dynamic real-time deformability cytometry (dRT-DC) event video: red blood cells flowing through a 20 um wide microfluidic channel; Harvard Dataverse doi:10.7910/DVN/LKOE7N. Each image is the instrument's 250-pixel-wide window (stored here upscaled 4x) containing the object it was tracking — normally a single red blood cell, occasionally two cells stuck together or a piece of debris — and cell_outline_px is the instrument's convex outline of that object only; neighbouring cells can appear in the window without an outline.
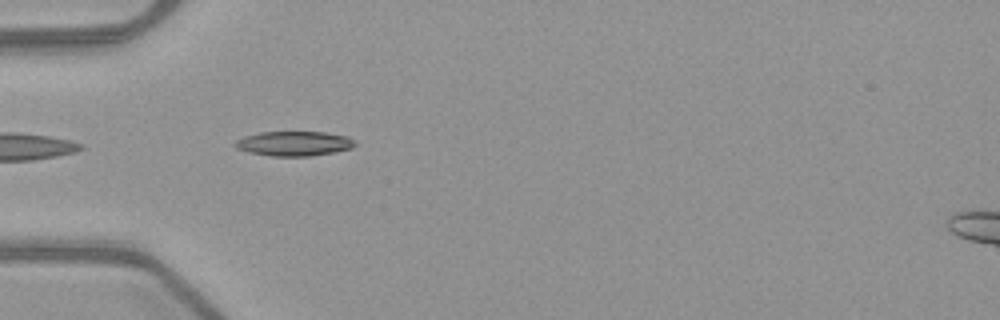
{"species": "common noctule bat (a hibernating species)", "species_latin": "Nyctalus noctula", "temperature_condition": "warm", "stored_images_in_passage": 36, "camera_frame_rate_fps": 3000, "um_per_image_px": 0.085, "animal": {"sex": "female", "body_mass_g": 21.9}, "frame": {"image": 1, "passage_image": 1, "time_ms": 0.0, "image_size_px": [1000, 320], "cell_outline_px": [[356, 144], [352, 148], [336, 152], [312, 156], [272, 156], [248, 152], [236, 148], [232, 144], [236, 140], [244, 136], [260, 132], [324, 132], [348, 136]], "centroid_in_image_um": [24.98, 12.2], "position_along_channel_um": 60.0, "area_um2": 17.34}}
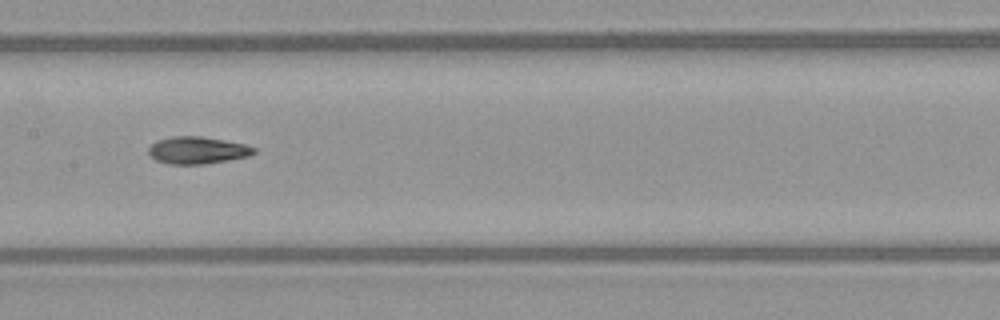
{"frame": {"image": 2, "passage_image": 11, "time_ms": 3.333, "image_size_px": [1000, 320], "cell_outline_px": [[256, 152], [248, 156], [228, 160], [204, 164], [168, 164], [156, 160], [148, 152], [148, 148], [152, 144], [160, 140], [172, 136], [200, 136], [244, 144], [256, 148]], "centroid_in_image_um": [16.78, 12.78], "position_along_channel_um": 190.6, "area_um2": 16.47}}
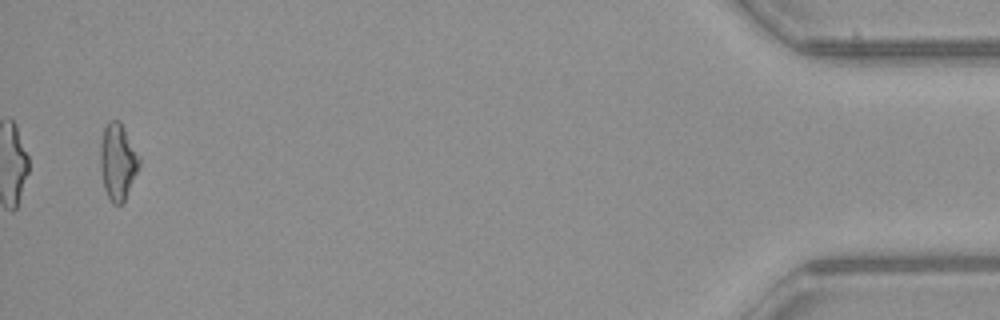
{"frame": {"image": 3, "passage_image": 35, "time_ms": 11.333, "image_size_px": [1000, 320], "cell_outline_px": [[140, 164], [124, 200], [120, 204], [112, 204], [104, 188], [100, 168], [100, 144], [104, 128], [108, 120], [120, 120], [140, 156]], "centroid_in_image_um": [10.0, 13.7], "position_along_channel_um": 425.2, "area_um2": 17.28}, "authors_computed_cell_mechanics": {"area_um2": 16.5886, "velocity_mm_per_s": 4.0054, "shape_relaxation_time_tau1_ms": 8.0561, "shape_relaxation_time_tau2_ms": 5.1091, "deformation_change_tau1": 0.2351, "deformation_change_tau2": 0.0983}}